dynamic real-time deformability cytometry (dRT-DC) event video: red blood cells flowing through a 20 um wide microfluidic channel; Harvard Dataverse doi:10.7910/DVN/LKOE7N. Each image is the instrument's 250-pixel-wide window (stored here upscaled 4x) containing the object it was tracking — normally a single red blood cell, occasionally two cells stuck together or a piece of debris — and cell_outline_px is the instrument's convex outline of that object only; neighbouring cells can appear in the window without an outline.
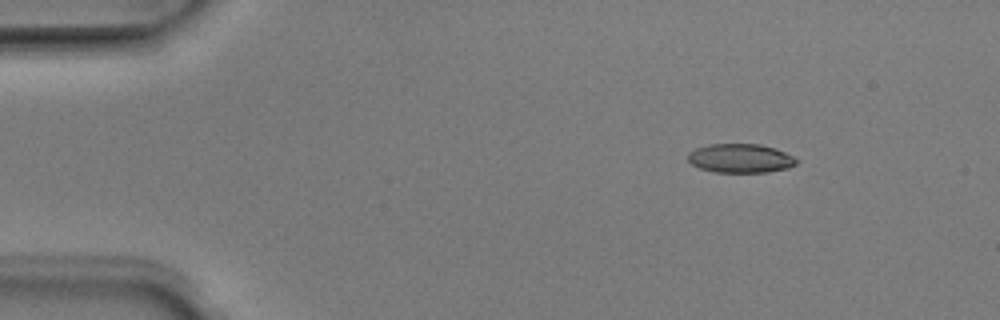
{"species": "Egyptian fruit bat (a non-hibernating species)", "species_latin": "Rousettus aegyptiacus", "temperature_condition": "room temperature", "stored_images_in_passage": 46, "camera_frame_rate_fps": 3000, "um_per_image_px": 0.085, "animal": {"sex": "male"}, "frame": {"image": 1, "passage_image": 2, "time_ms": 0.333, "image_size_px": [1000, 320], "cell_outline_px": [[800, 160], [796, 164], [788, 168], [768, 172], [716, 172], [700, 168], [692, 164], [688, 160], [688, 152], [696, 148], [708, 144], [760, 144], [776, 148]], "centroid_in_image_um": [62.95, 13.45], "position_along_channel_um": 22.0, "area_um2": 18.38}}
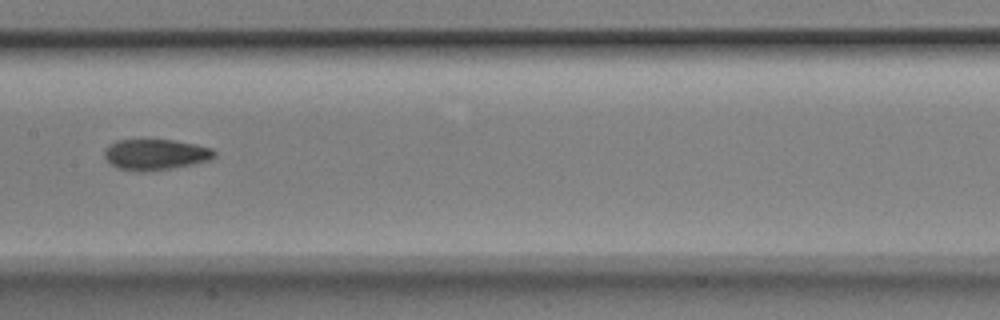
{"frame": {"image": 2, "passage_image": 21, "time_ms": 6.667, "image_size_px": [1000, 320], "cell_outline_px": [[216, 156], [212, 160], [172, 168], [144, 172], [136, 172], [120, 168], [112, 164], [104, 156], [104, 148], [108, 144], [116, 140], [176, 140], [196, 144], [212, 148], [216, 152]], "centroid_in_image_um": [13.24, 13.13], "position_along_channel_um": 194.2, "area_um2": 19.94}}
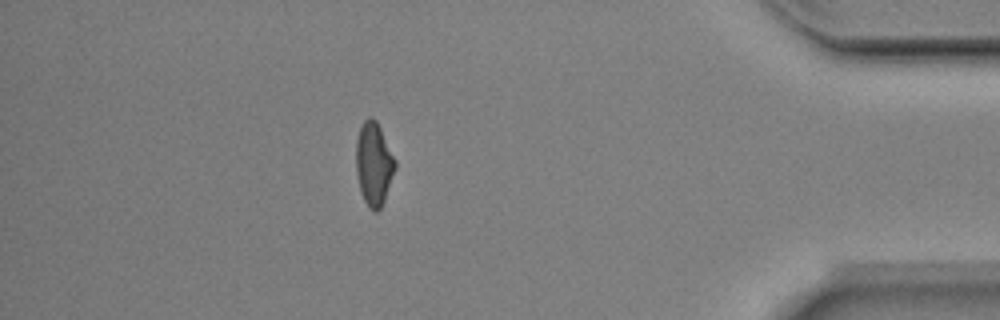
{"frame": {"image": 3, "passage_image": 40, "time_ms": 13.0, "image_size_px": [1000, 320], "cell_outline_px": [[396, 168], [384, 200], [380, 208], [376, 212], [372, 212], [368, 208], [364, 200], [360, 188], [356, 172], [356, 140], [360, 128], [364, 120], [368, 116], [372, 116], [376, 120], [396, 160]], "centroid_in_image_um": [31.77, 13.93], "position_along_channel_um": 403.4, "area_um2": 18.96}, "authors_computed_cell_mechanics": {"area_um2": 19.1896, "velocity_mm_per_s": 3.9857, "shape_relaxation_time_tau1_ms": 3.5853, "shape_relaxation_time_tau2_ms": 4.3354, "deformation_change_tau1": 0.1615, "deformation_change_tau2": 0.1195}}